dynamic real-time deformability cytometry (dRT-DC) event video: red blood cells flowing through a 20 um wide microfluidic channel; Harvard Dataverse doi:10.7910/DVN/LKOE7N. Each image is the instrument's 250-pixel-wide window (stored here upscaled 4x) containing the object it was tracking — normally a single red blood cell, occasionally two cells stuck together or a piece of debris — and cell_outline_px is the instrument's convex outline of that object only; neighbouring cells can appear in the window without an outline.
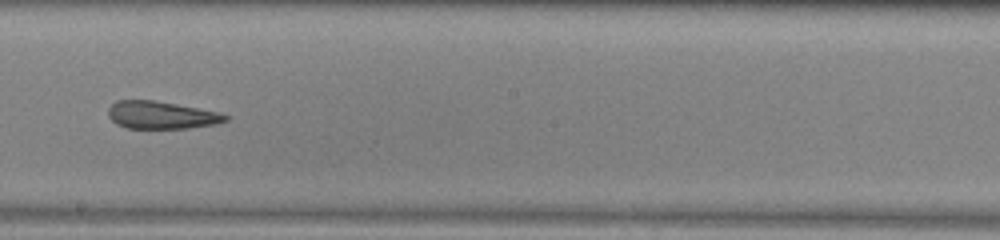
{"species": "common noctule bat (a hibernating species)", "species_latin": "Nyctalus noctula", "temperature_condition": "warm", "stored_images_in_passage": 49, "camera_frame_rate_fps": 3000, "um_per_image_px": 0.085, "animal": {"sex": "male", "body_mass_g": 13.0, "forearm_length_mm": 53.1}, "frame": {"image": 1, "passage_image": 28, "time_ms": 9.0, "image_size_px": [1000, 240], "cell_outline_px": [[228, 120], [216, 124], [188, 128], [128, 128], [116, 124], [108, 116], [108, 108], [116, 100], [152, 100], [176, 104], [220, 112], [228, 116]], "centroid_in_image_um": [13.7, 9.78], "position_along_channel_um": 234.5, "area_um2": 18.79}, "authors_computed_cell_mechanics": {"area_um2": 22.6576, "velocity_mm_per_s": 3.9466, "shape_relaxation_time_tau1_ms": null, "shape_relaxation_time_tau2_ms": 3.4746, "deformation_change_tau1": null, "deformation_change_tau2": 0.1461}}